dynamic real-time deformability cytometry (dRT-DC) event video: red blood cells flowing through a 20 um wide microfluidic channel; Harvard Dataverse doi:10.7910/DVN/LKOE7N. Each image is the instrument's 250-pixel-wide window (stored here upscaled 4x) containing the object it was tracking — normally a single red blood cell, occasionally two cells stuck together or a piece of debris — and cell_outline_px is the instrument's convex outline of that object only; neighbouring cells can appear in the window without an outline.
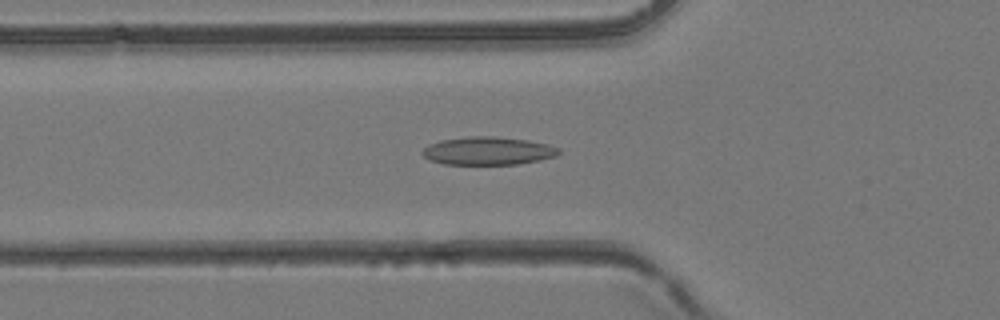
{"species": "common noctule bat (a hibernating species)", "species_latin": "Nyctalus noctula", "temperature_condition": "room temperature", "stored_images_in_passage": 44, "camera_frame_rate_fps": 3000, "um_per_image_px": 0.085, "animal": {"sex": "female", "body_mass_g": 24.6, "forearm_length_mm": 56.2}, "frame": {"image": 1, "passage_image": 16, "time_ms": 5.0, "image_size_px": [1000, 320], "cell_outline_px": [[560, 152], [556, 156], [540, 160], [516, 164], [444, 164], [428, 160], [420, 152], [428, 144], [440, 140], [472, 136], [492, 136], [528, 140], [548, 144], [560, 148]], "centroid_in_image_um": [41.46, 12.82], "position_along_channel_um": 84.3, "area_um2": 22.37}}
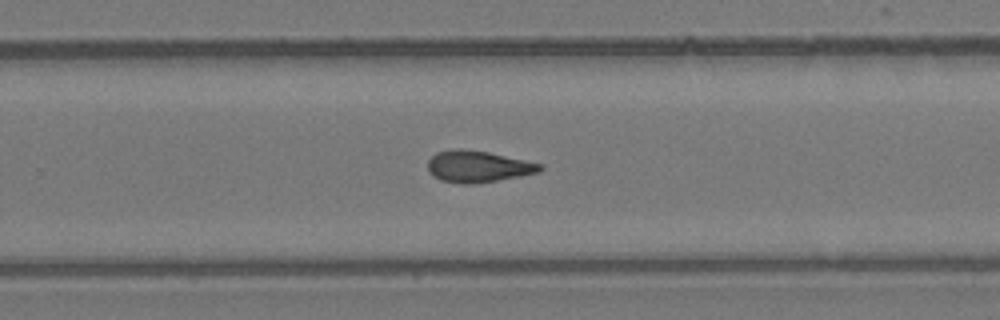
{"frame": {"image": 2, "passage_image": 29, "time_ms": 9.333, "image_size_px": [1000, 320], "cell_outline_px": [[544, 168], [540, 172], [520, 176], [476, 184], [464, 184], [440, 180], [432, 176], [428, 172], [428, 160], [436, 152], [452, 148], [460, 148], [488, 152], [544, 164]], "centroid_in_image_um": [40.62, 14.15], "position_along_channel_um": 289.2, "area_um2": 20.92}}
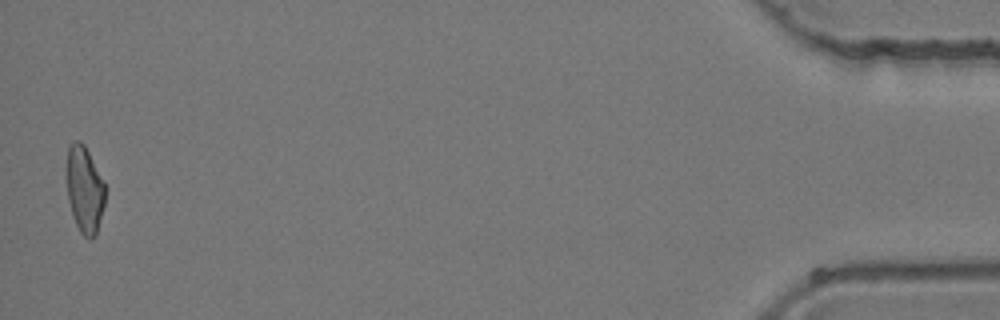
{"frame": {"image": 3, "passage_image": 44, "time_ms": 14.333, "image_size_px": [1000, 320], "cell_outline_px": [[104, 204], [96, 236], [88, 240], [80, 232], [72, 216], [68, 200], [68, 148], [76, 140], [80, 140], [84, 144], [104, 184]], "centroid_in_image_um": [7.19, 16.18], "position_along_channel_um": 428.0, "area_um2": 18.9}}